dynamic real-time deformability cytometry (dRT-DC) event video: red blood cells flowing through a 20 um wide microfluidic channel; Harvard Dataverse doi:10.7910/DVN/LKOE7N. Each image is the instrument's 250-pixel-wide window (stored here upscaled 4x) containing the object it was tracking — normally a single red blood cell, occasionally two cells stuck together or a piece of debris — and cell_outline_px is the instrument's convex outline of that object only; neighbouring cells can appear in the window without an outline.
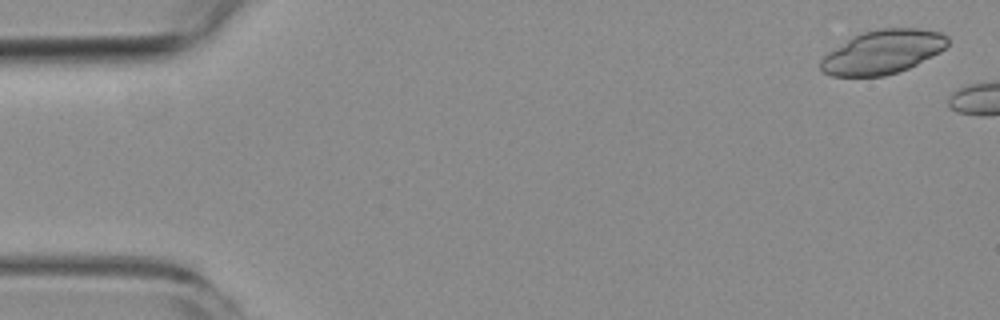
{"species": "common noctule bat (a hibernating species)", "species_latin": "Nyctalus noctula", "temperature_condition": "room temperature", "stored_images_in_passage": 2, "camera_frame_rate_fps": 3000, "um_per_image_px": 0.085, "animal": {"sex": "female", "body_mass_g": 19.3, "forearm_length_mm": 54.1}, "frame": {"image": 1, "passage_image": 1, "time_ms": 0.0, "image_size_px": [1000, 320], "cell_outline_px": [[948, 44], [940, 52], [908, 68], [884, 76], [832, 76], [824, 72], [820, 68], [820, 60], [828, 52], [852, 36], [860, 32], [880, 28], [920, 28], [940, 32], [948, 36]], "centroid_in_image_um": [75.02, 4.4], "position_along_channel_um": 10.0, "area_um2": 32.43}}